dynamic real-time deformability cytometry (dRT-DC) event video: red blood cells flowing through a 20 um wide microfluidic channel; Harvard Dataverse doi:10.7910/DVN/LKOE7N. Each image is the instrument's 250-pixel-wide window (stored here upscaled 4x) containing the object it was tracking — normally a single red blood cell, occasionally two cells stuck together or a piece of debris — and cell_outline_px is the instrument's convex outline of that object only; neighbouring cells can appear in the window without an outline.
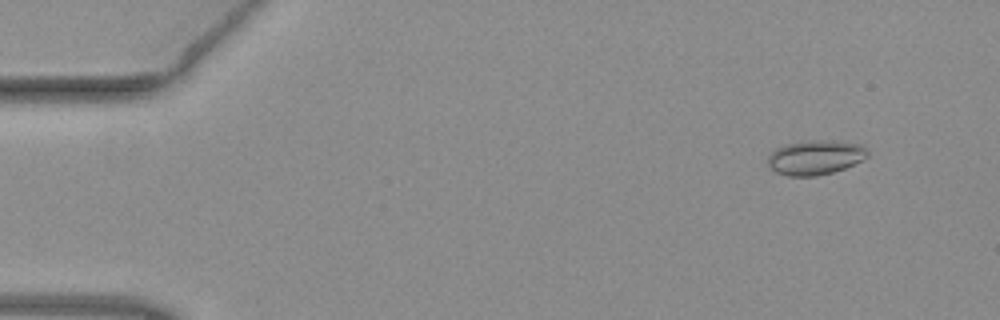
{"species": "common noctule bat (a hibernating species)", "species_latin": "Nyctalus noctula", "temperature_condition": "warm", "stored_images_in_passage": 12, "camera_frame_rate_fps": 3000, "um_per_image_px": 0.085, "animal": {"sex": "female", "body_mass_g": 19.3, "forearm_length_mm": 54.1}, "frame": {"image": 1, "passage_image": 2, "time_ms": 0.333, "image_size_px": [1000, 320], "cell_outline_px": [[868, 156], [864, 160], [844, 168], [832, 172], [816, 176], [788, 176], [776, 172], [768, 164], [768, 156], [776, 148], [784, 144], [808, 140], [832, 140], [860, 144], [868, 148]], "centroid_in_image_um": [69.33, 13.37], "position_along_channel_um": 15.7, "area_um2": 20.23}}